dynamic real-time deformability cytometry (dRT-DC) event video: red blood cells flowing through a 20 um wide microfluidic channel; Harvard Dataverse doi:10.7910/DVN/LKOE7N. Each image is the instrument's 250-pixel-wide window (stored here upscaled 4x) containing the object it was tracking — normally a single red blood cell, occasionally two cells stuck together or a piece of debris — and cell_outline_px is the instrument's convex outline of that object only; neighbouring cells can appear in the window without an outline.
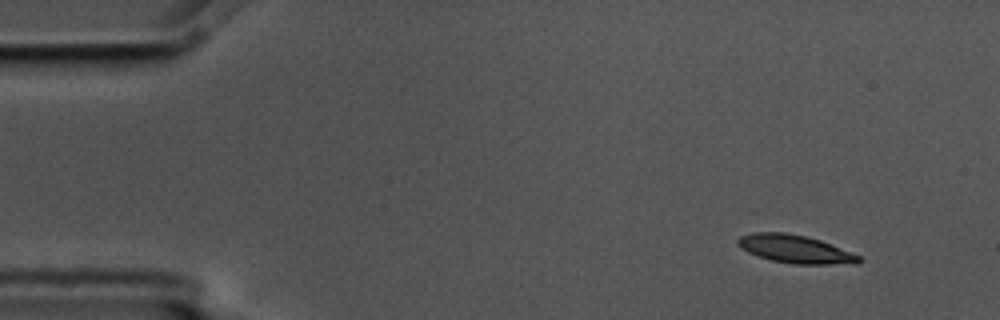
{"species": "common noctule bat (a hibernating species)", "species_latin": "Nyctalus noctula", "temperature_condition": "cold", "stored_images_in_passage": 4, "camera_frame_rate_fps": 3000, "um_per_image_px": 0.085, "animal": {"sex": "male", "body_mass_g": 17.5, "forearm_length_mm": 52.3}, "frame": {"image": 1, "passage_image": 1, "time_ms": 0.0, "image_size_px": [1000, 320], "cell_outline_px": [[864, 260], [860, 264], [792, 264], [772, 260], [748, 252], [736, 244], [736, 240], [740, 236], [752, 232], [784, 232], [808, 236], [820, 240], [860, 256]], "centroid_in_image_um": [67.61, 21.17], "position_along_channel_um": 17.4, "area_um2": 19.88}}
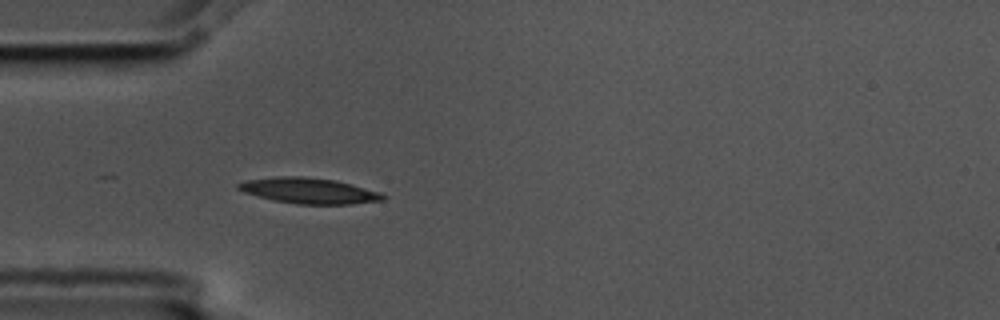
{"frame": {"image": 2, "passage_image": 4, "time_ms": 1.0, "image_size_px": [1000, 320], "cell_outline_px": [[388, 196], [384, 200], [352, 204], [296, 204], [272, 200], [244, 192], [236, 188], [236, 184], [248, 180], [276, 176], [304, 176], [336, 180], [380, 192]], "centroid_in_image_um": [26.27, 16.21], "position_along_channel_um": 58.7, "area_um2": 21.73}}